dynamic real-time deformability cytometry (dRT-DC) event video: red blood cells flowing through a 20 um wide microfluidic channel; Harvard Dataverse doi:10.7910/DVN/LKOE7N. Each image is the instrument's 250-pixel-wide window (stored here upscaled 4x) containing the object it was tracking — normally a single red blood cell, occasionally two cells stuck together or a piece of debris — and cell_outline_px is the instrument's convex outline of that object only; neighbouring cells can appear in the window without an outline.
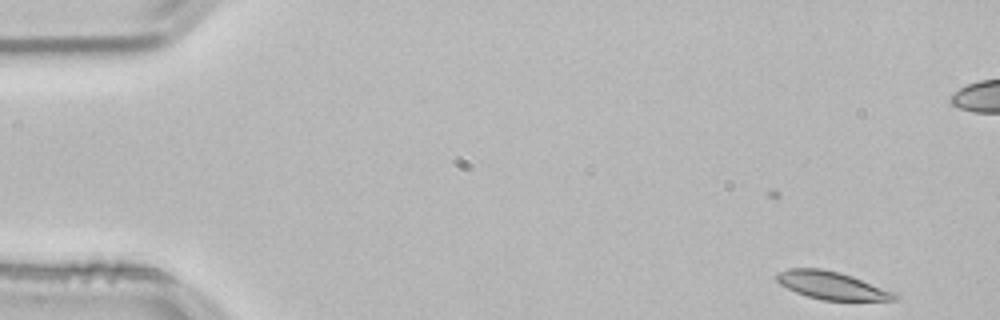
{"species": "common noctule bat (a hibernating species)", "species_latin": "Nyctalus noctula", "temperature_condition": "room temperature", "stored_images_in_passage": 2, "camera_frame_rate_fps": 3000, "um_per_image_px": 0.085, "animal": {"sex": "male", "body_mass_g": 21.5, "forearm_length_mm": 52.0}, "frame": {"image": 1, "passage_image": 2, "time_ms": 0.333, "image_size_px": [1000, 320], "cell_outline_px": [[900, 296], [896, 300], [820, 300], [796, 292], [780, 284], [776, 280], [776, 272], [788, 268], [820, 268], [840, 272], [900, 292]], "centroid_in_image_um": [70.78, 24.26], "position_along_channel_um": 14.2, "area_um2": 19.48}}